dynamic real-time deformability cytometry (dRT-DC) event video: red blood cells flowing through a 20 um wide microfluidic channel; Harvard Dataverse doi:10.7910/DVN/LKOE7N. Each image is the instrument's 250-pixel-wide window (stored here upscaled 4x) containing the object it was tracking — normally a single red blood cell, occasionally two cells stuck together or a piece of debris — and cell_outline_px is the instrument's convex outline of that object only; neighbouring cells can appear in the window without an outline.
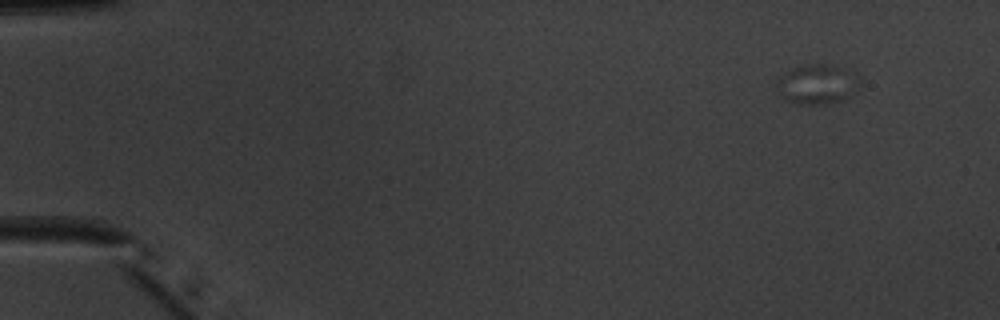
{"species": "common noctule bat (a hibernating species)", "species_latin": "Nyctalus noctula", "temperature_condition": "warm", "stored_images_in_passage": 49, "segment_of_instrument_passage": [1, 2], "camera_frame_rate_fps": 3000, "um_per_image_px": 0.085, "animal": {"sex": "male", "body_mass_g": 20.1, "forearm_length_mm": 53.5}, "frame": {"image": 1, "passage_image": 1, "time_ms": 0.0, "image_size_px": [1000, 320], "cell_outline_px": [[860, 88], [848, 100], [824, 104], [800, 104], [784, 100], [780, 96], [776, 84], [776, 80], [784, 72], [792, 68], [804, 64], [828, 64], [840, 68], [860, 76]], "centroid_in_image_um": [69.48, 7.18], "position_along_channel_um": 15.5, "area_um2": 19.71}}
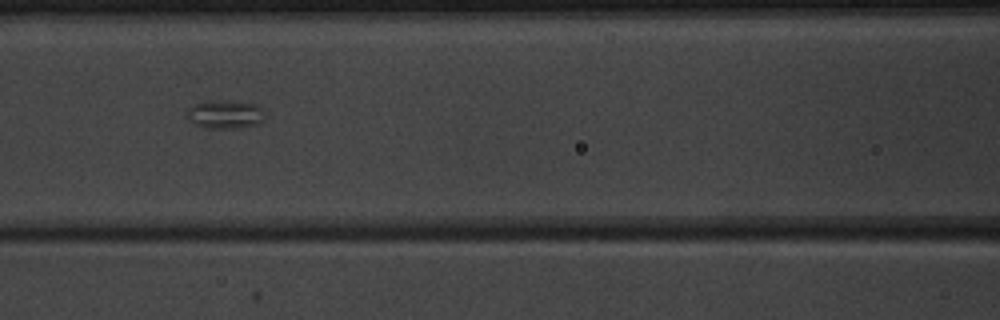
{"frame": {"image": 2, "passage_image": 21, "time_ms": 6.667, "image_size_px": [1000, 320], "cell_outline_px": [[264, 120], [260, 124], [236, 128], [204, 128], [188, 120], [188, 108], [196, 104], [208, 100], [228, 100], [256, 104], [260, 108]], "centroid_in_image_um": [19.13, 9.72], "position_along_channel_um": 147.5, "area_um2": 12.89}}
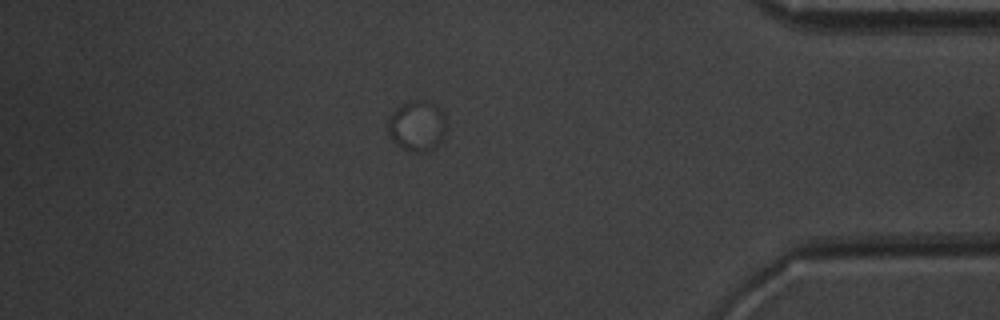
{"frame": {"image": 3, "passage_image": 43, "time_ms": 14.0, "image_size_px": [1000, 320], "cell_outline_px": [[448, 128], [436, 148], [428, 152], [412, 152], [400, 148], [392, 140], [388, 132], [388, 116], [396, 108], [412, 100], [424, 100], [440, 108], [444, 112], [448, 120]], "centroid_in_image_um": [35.49, 10.72], "position_along_channel_um": 399.7, "area_um2": 17.74}}